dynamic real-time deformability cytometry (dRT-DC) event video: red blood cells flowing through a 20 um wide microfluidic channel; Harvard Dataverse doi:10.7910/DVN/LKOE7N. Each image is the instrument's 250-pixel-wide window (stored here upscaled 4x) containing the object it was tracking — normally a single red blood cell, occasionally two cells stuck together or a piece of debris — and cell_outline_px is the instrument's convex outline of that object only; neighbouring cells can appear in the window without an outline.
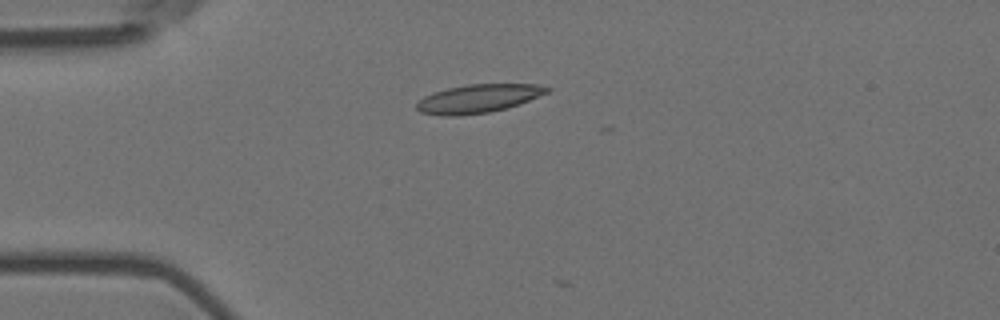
{"species": "Egyptian fruit bat (a non-hibernating species)", "species_latin": "Rousettus aegyptiacus", "temperature_condition": "room temperature", "stored_images_in_passage": 3, "camera_frame_rate_fps": 3000, "um_per_image_px": 0.085, "animal": {"sex": "female"}, "frame": {"image": 1, "passage_image": 1, "time_ms": 0.0, "image_size_px": [1000, 320], "cell_outline_px": [[552, 88], [548, 92], [508, 108], [488, 112], [460, 116], [444, 116], [420, 112], [416, 108], [416, 104], [424, 96], [432, 92], [448, 88], [468, 84], [540, 84]], "centroid_in_image_um": [40.64, 8.38], "position_along_channel_um": 44.4, "area_um2": 21.62}}